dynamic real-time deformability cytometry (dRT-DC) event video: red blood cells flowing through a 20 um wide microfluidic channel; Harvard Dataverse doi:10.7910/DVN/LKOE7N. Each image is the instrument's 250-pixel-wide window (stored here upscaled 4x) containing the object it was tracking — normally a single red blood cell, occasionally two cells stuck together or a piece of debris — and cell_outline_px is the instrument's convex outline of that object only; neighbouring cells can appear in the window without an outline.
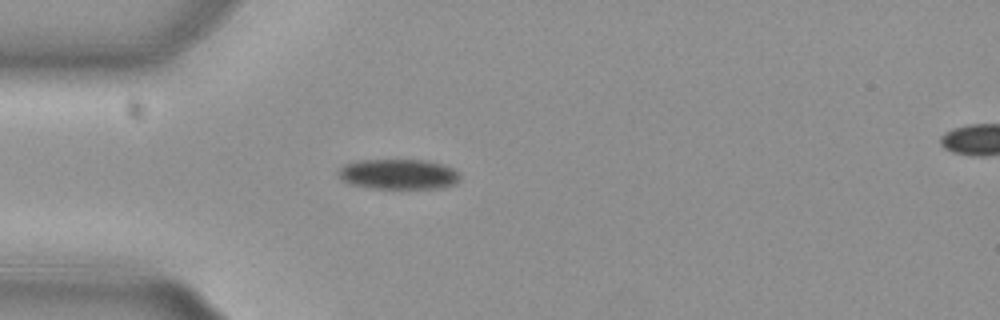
{"species": "common noctule bat (a hibernating species)", "species_latin": "Nyctalus noctula", "temperature_condition": "cold", "stored_images_in_passage": 6, "camera_frame_rate_fps": 3000, "um_per_image_px": 0.085, "animal": {"sex": "female", "body_mass_g": 29.2, "forearm_length_mm": 56.3}, "frame": {"image": 1, "passage_image": 1, "time_ms": 0.0, "image_size_px": [1000, 320], "cell_outline_px": [[460, 180], [456, 184], [444, 188], [368, 188], [348, 184], [340, 176], [340, 168], [344, 164], [360, 160], [424, 160], [444, 164], [452, 168], [460, 176]], "centroid_in_image_um": [33.9, 14.81], "position_along_channel_um": 51.1, "area_um2": 21.44}}
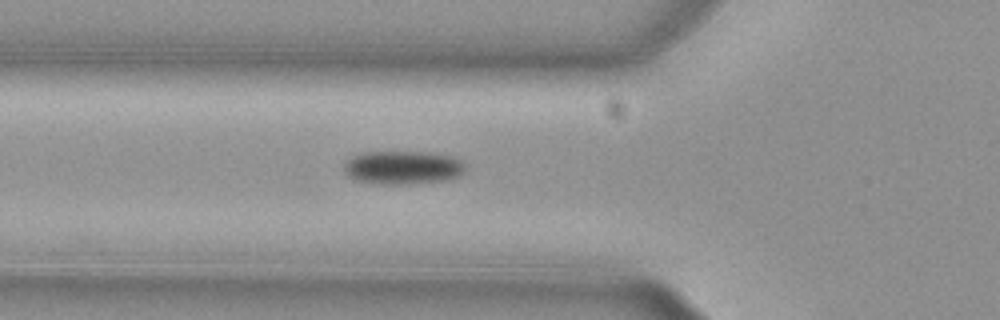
{"frame": {"image": 2, "passage_image": 5, "time_ms": 1.333, "image_size_px": [1000, 320], "cell_outline_px": [[464, 172], [456, 176], [444, 180], [408, 184], [380, 184], [356, 180], [348, 176], [344, 172], [344, 164], [352, 156], [364, 152], [428, 152], [452, 156], [464, 160]], "centroid_in_image_um": [34.23, 14.23], "position_along_channel_um": 91.6, "area_um2": 23.64}}